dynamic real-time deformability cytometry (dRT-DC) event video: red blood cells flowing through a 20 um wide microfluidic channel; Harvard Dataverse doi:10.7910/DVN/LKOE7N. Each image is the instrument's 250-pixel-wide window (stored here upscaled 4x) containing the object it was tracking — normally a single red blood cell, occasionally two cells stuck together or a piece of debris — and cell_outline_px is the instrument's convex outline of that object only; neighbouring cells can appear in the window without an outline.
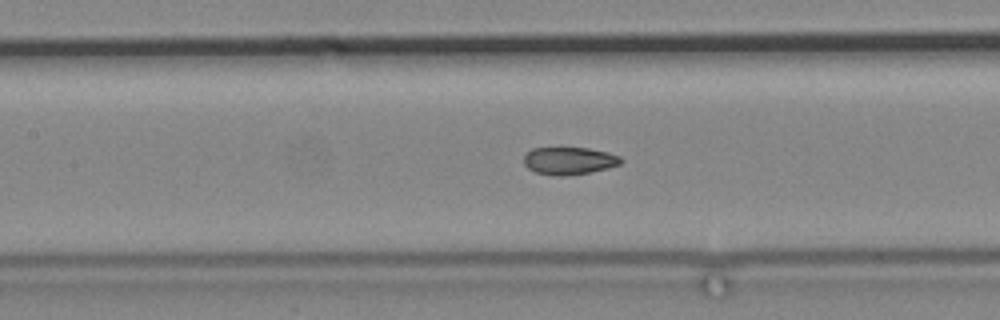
{"species": "common noctule bat (a hibernating species)", "species_latin": "Nyctalus noctula", "temperature_condition": "cold", "stored_images_in_passage": 76, "segment_of_instrument_passage": [2, 2], "camera_frame_rate_fps": 3000, "um_per_image_px": 0.085, "animal": {"sex": "male", "body_mass_g": 19.2, "forearm_length_mm": 51.8}, "frame": {"image": 1, "passage_image": 42, "time_ms": 13.667, "image_size_px": [1000, 320], "cell_outline_px": [[624, 160], [620, 164], [608, 168], [568, 176], [552, 176], [536, 172], [528, 168], [524, 164], [524, 156], [532, 148], [588, 148], [608, 152], [620, 156]], "centroid_in_image_um": [48.39, 13.67], "position_along_channel_um": 159.0, "area_um2": 15.61}}
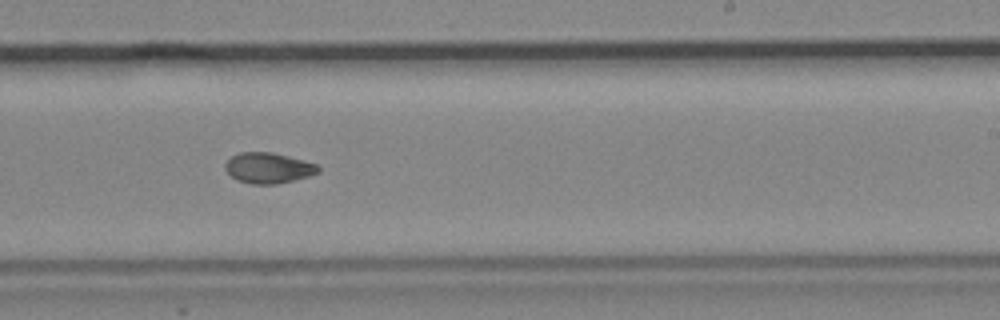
{"frame": {"image": 2, "passage_image": 52, "time_ms": 17.0, "image_size_px": [1000, 320], "cell_outline_px": [[320, 172], [308, 176], [276, 184], [252, 184], [236, 180], [224, 168], [224, 164], [232, 156], [240, 152], [272, 152], [304, 160], [316, 164], [320, 168]], "centroid_in_image_um": [22.8, 14.27], "position_along_channel_um": 266.2, "area_um2": 16.53}}
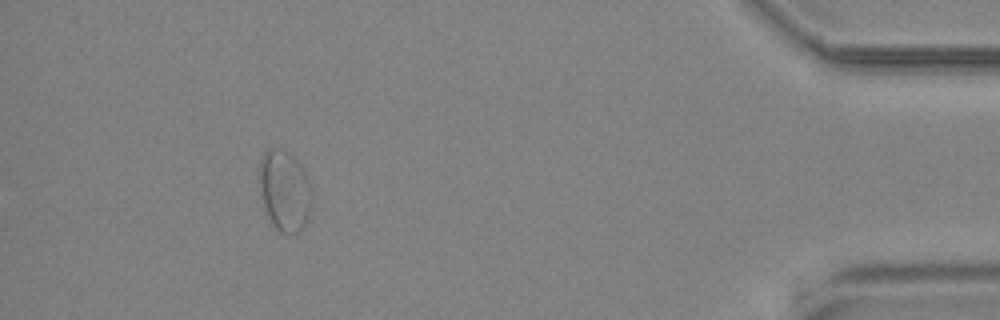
{"frame": {"image": 3, "passage_image": 71, "time_ms": 23.333, "image_size_px": [1000, 320], "cell_outline_px": [[312, 200], [308, 216], [300, 232], [280, 232], [272, 224], [268, 216], [260, 192], [260, 156], [268, 148], [280, 148], [288, 152], [296, 160], [304, 172], [312, 188]], "centroid_in_image_um": [24.19, 16.18], "position_along_channel_um": 411.0, "area_um2": 24.51}}